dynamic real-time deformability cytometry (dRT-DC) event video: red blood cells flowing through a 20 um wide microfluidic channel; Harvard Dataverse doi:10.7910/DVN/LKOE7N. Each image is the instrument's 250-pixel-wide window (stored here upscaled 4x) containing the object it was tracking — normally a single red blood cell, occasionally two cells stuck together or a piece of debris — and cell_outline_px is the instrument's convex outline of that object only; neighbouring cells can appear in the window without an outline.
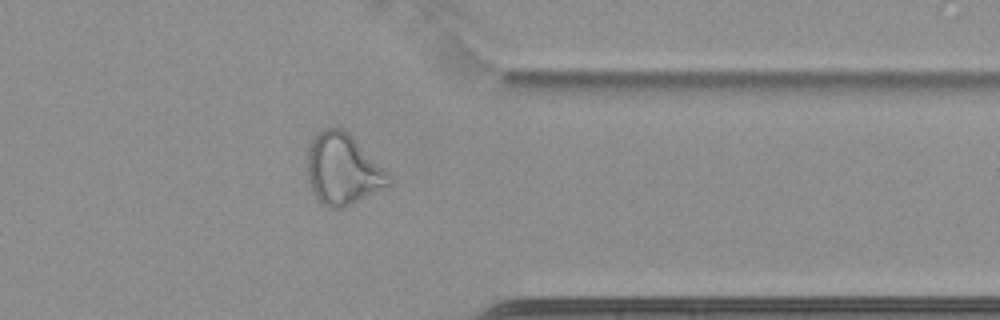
{"species": "common noctule bat (a hibernating species)", "species_latin": "Nyctalus noctula", "temperature_condition": "cold", "stored_images_in_passage": 41, "camera_frame_rate_fps": 3000, "um_per_image_px": 0.085, "animal": {"sex": "female", "body_mass_g": 22.7, "forearm_length_mm": 54.2}, "frame": {"image": 1, "passage_image": 30, "time_ms": 9.667, "image_size_px": [1000, 320], "cell_outline_px": [[392, 184], [344, 208], [328, 208], [320, 204], [312, 192], [308, 184], [304, 164], [308, 144], [324, 128], [332, 124], [344, 128], [388, 172], [392, 180]], "centroid_in_image_um": [29.07, 14.38], "position_along_channel_um": 382.3, "area_um2": 34.68}, "authors_computed_cell_mechanics": {"area_um2": 29.5358, "velocity_mm_per_s": 3.4896, "shape_relaxation_time_tau1_ms": null, "shape_relaxation_time_tau2_ms": 2.0925, "deformation_change_tau1": null, "deformation_change_tau2": 0.0908}}